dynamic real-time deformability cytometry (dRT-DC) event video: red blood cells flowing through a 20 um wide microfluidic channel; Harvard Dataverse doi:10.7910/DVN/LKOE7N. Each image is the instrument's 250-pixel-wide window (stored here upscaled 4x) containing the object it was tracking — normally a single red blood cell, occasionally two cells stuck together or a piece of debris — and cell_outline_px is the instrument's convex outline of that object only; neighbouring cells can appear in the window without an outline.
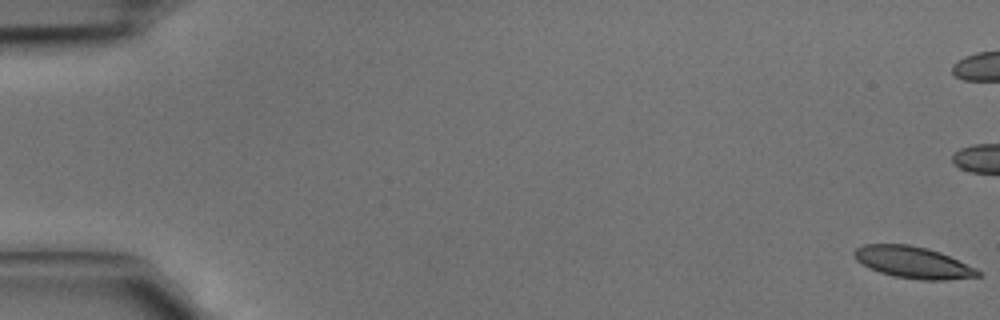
{"species": "common noctule bat (a hibernating species)", "species_latin": "Nyctalus noctula", "temperature_condition": "cold", "stored_images_in_passage": 7, "camera_frame_rate_fps": 3000, "um_per_image_px": 0.085, "animal": {"sex": "male", "body_mass_g": 15.6}, "frame": {"image": 1, "passage_image": 1, "time_ms": 0.0, "image_size_px": [1000, 320], "cell_outline_px": [[980, 276], [948, 280], [920, 280], [896, 276], [880, 272], [868, 268], [856, 260], [852, 252], [856, 248], [864, 244], [908, 244], [928, 248], [940, 252], [976, 268], [980, 272]], "centroid_in_image_um": [77.59, 22.3], "position_along_channel_um": 7.4, "area_um2": 22.83}}